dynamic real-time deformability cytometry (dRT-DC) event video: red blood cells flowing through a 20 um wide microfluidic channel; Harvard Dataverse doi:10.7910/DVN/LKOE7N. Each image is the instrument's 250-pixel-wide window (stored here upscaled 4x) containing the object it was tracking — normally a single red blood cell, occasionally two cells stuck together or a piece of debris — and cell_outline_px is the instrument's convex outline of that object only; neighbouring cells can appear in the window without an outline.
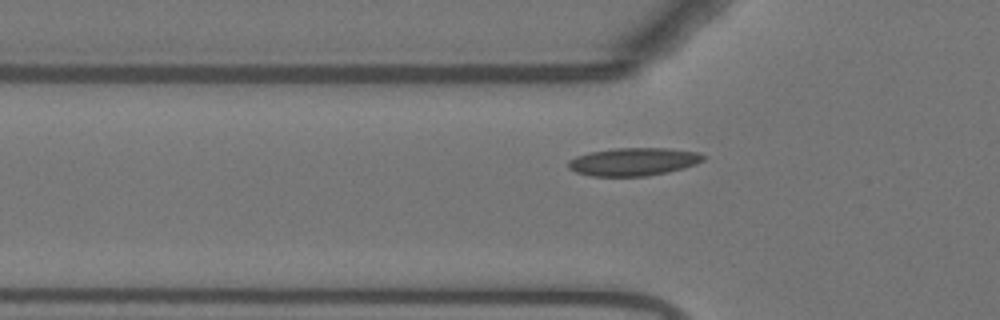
{"species": "Egyptian fruit bat (a non-hibernating species)", "species_latin": "Rousettus aegyptiacus", "temperature_condition": "warm", "stored_images_in_passage": 42, "camera_frame_rate_fps": 3000, "um_per_image_px": 0.085, "animal": {"sex": "female"}, "frame": {"image": 1, "passage_image": 10, "time_ms": 3.0, "image_size_px": [1000, 320], "cell_outline_px": [[704, 160], [696, 164], [684, 168], [668, 172], [648, 176], [592, 176], [576, 172], [568, 168], [568, 160], [576, 156], [592, 152], [616, 148], [668, 148], [700, 152], [704, 156]], "centroid_in_image_um": [53.87, 13.75], "position_along_channel_um": 71.9, "area_um2": 22.02}}
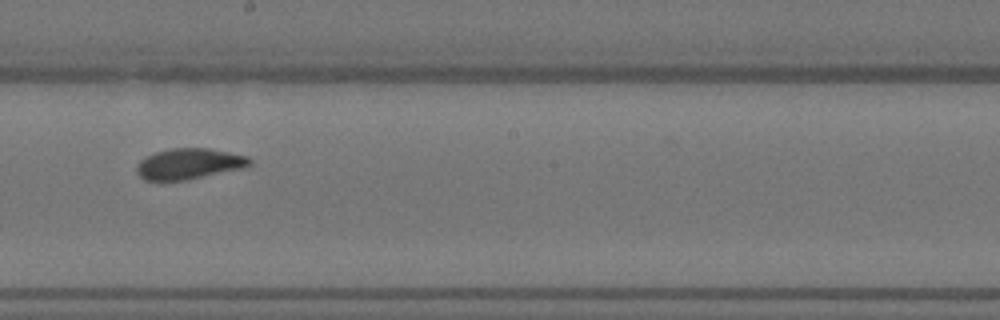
{"frame": {"image": 2, "passage_image": 23, "time_ms": 7.333, "image_size_px": [1000, 320], "cell_outline_px": [[252, 164], [244, 168], [188, 180], [144, 180], [136, 172], [136, 168], [140, 160], [156, 152], [172, 148], [208, 148], [248, 156], [252, 160]], "centroid_in_image_um": [16.1, 13.93], "position_along_channel_um": 232.1, "area_um2": 20.29}}
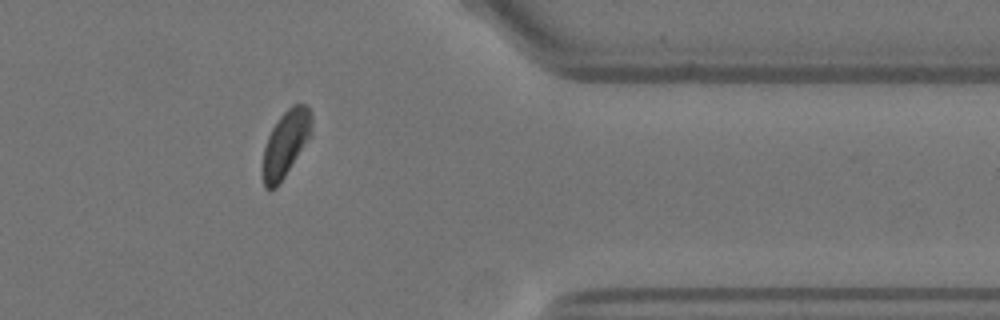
{"frame": {"image": 3, "passage_image": 37, "time_ms": 12.0, "image_size_px": [1000, 320], "cell_outline_px": [[312, 136], [276, 188], [268, 192], [264, 188], [260, 172], [260, 168], [264, 148], [268, 136], [272, 128], [280, 116], [292, 104], [308, 104], [312, 112]], "centroid_in_image_um": [24.27, 12.24], "position_along_channel_um": 387.1, "area_um2": 19.59}, "authors_computed_cell_mechanics": {"area_um2": 20.4323, "velocity_mm_per_s": 3.6758, "shape_relaxation_time_tau1_ms": 4.6589, "shape_relaxation_time_tau2_ms": null, "deformation_change_tau1": 0.1194, "deformation_change_tau2": null}}